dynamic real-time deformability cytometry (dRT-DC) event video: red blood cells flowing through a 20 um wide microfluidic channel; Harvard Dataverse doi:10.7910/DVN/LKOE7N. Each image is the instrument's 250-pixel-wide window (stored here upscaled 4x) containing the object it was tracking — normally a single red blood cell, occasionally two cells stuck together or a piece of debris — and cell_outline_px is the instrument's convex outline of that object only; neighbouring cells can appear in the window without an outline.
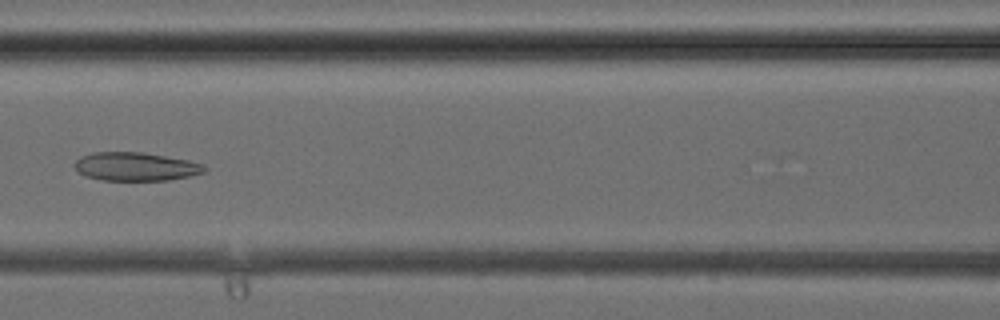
{"species": "common noctule bat (a hibernating species)", "species_latin": "Nyctalus noctula", "temperature_condition": "cold", "stored_images_in_passage": 38, "camera_frame_rate_fps": 3000, "um_per_image_px": 0.085, "animal": {"sex": "female", "body_mass_g": 24.6, "forearm_length_mm": 56.2}, "frame": {"image": 1, "passage_image": 17, "time_ms": 5.333, "image_size_px": [1000, 320], "cell_outline_px": [[208, 168], [204, 172], [188, 176], [168, 180], [104, 180], [88, 176], [76, 172], [72, 164], [80, 156], [92, 152], [144, 152], [188, 160], [204, 164]], "centroid_in_image_um": [11.5, 14.15], "position_along_channel_um": 155.1, "area_um2": 21.68}}
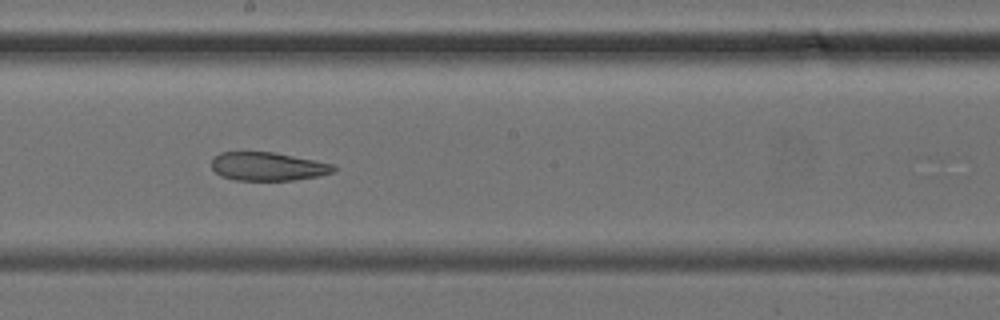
{"frame": {"image": 2, "passage_image": 21, "time_ms": 6.667, "image_size_px": [1000, 320], "cell_outline_px": [[336, 172], [316, 176], [292, 180], [236, 180], [220, 176], [212, 168], [212, 160], [220, 152], [276, 152], [332, 164], [336, 168]], "centroid_in_image_um": [22.76, 14.15], "position_along_channel_um": 225.4, "area_um2": 20.11}}
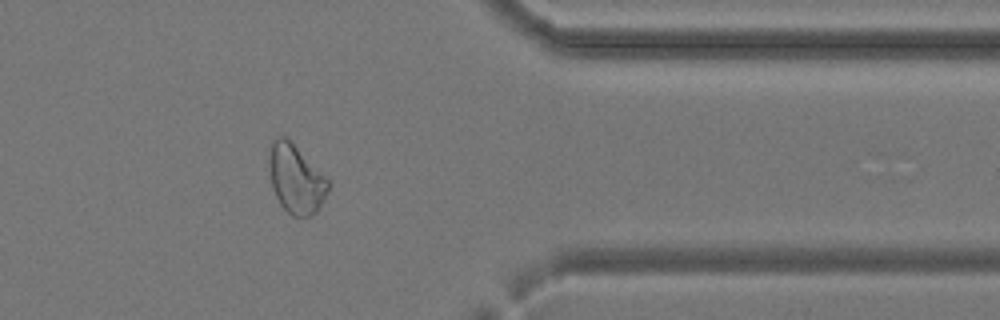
{"frame": {"image": 3, "passage_image": 31, "time_ms": 10.0, "image_size_px": [1000, 320], "cell_outline_px": [[328, 188], [316, 212], [312, 216], [292, 216], [280, 204], [272, 188], [268, 168], [268, 148], [272, 140], [280, 136], [284, 136], [328, 180]], "centroid_in_image_um": [25.07, 15.22], "position_along_channel_um": 386.3, "area_um2": 23.12}}